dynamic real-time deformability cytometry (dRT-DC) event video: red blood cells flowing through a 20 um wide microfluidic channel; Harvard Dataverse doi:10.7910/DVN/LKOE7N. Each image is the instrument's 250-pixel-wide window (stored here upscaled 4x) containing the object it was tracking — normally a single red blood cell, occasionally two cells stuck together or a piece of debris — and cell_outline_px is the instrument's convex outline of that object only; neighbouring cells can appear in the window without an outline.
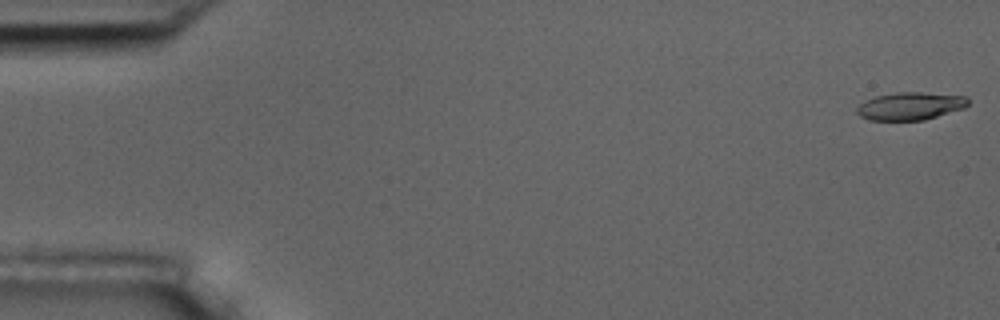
{"species": "common noctule bat (a hibernating species)", "species_latin": "Nyctalus noctula", "temperature_condition": "room temperature", "stored_images_in_passage": 5, "camera_frame_rate_fps": 3000, "um_per_image_px": 0.085, "animal": {"sex": "male", "body_mass_g": 17.5, "forearm_length_mm": 52.3}, "frame": {"image": 1, "passage_image": 1, "time_ms": 0.0, "image_size_px": [1000, 320], "cell_outline_px": [[968, 104], [964, 108], [924, 120], [872, 120], [860, 116], [856, 112], [856, 108], [864, 100], [876, 96], [896, 92], [920, 92], [964, 96], [968, 100]], "centroid_in_image_um": [77.34, 9.01], "position_along_channel_um": 7.7, "area_um2": 17.86}}